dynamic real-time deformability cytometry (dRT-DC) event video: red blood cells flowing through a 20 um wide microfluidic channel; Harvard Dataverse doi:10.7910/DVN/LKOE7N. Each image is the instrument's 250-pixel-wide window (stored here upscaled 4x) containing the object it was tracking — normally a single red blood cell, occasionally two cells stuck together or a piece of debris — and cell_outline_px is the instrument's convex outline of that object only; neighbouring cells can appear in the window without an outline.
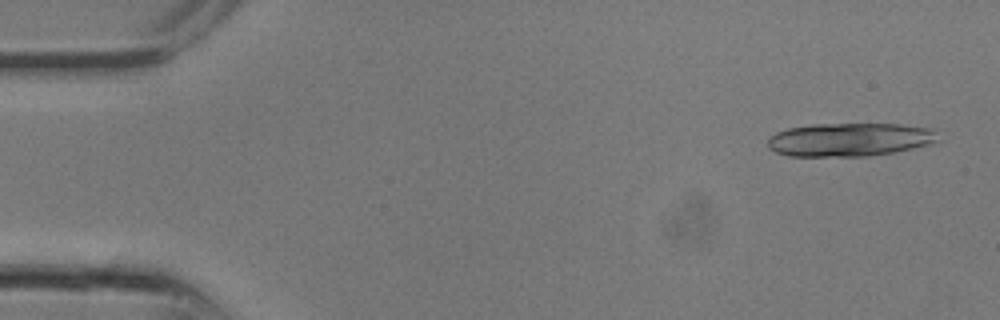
{"species": "common noctule bat (a hibernating species)", "species_latin": "Nyctalus noctula", "temperature_condition": "room temperature", "stored_images_in_passage": 14, "camera_frame_rate_fps": 3000, "um_per_image_px": 0.085, "animal": {"sex": "male", "body_mass_g": 13.3}, "frame": {"image": 1, "passage_image": 1, "time_ms": 0.0, "image_size_px": [1000, 320], "cell_outline_px": [[940, 140], [928, 144], [912, 148], [892, 152], [868, 156], [788, 156], [776, 152], [768, 148], [768, 140], [776, 132], [788, 128], [812, 124], [900, 124], [932, 128]], "centroid_in_image_um": [72.2, 11.86], "position_along_channel_um": 12.8, "area_um2": 33.06}}
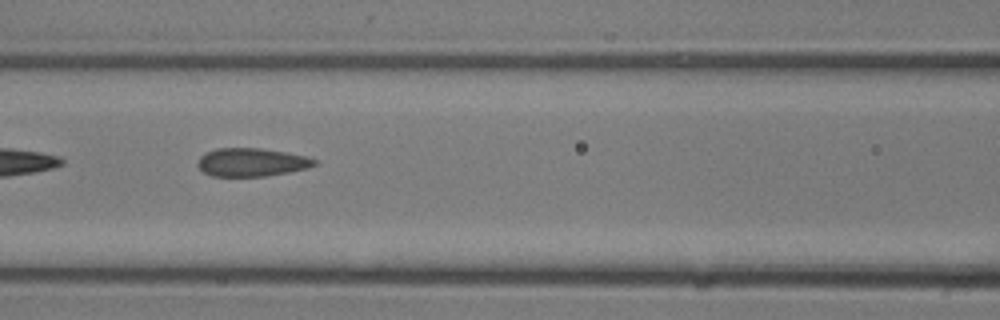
{"frame": {"image": 2, "passage_image": 11, "time_ms": 3.333, "image_size_px": [1000, 320], "cell_outline_px": [[316, 164], [308, 168], [288, 172], [264, 176], [212, 176], [204, 172], [196, 164], [200, 156], [204, 152], [216, 148], [260, 148], [288, 152], [304, 156], [316, 160]], "centroid_in_image_um": [21.35, 13.78], "position_along_channel_um": 145.3, "area_um2": 19.25}}
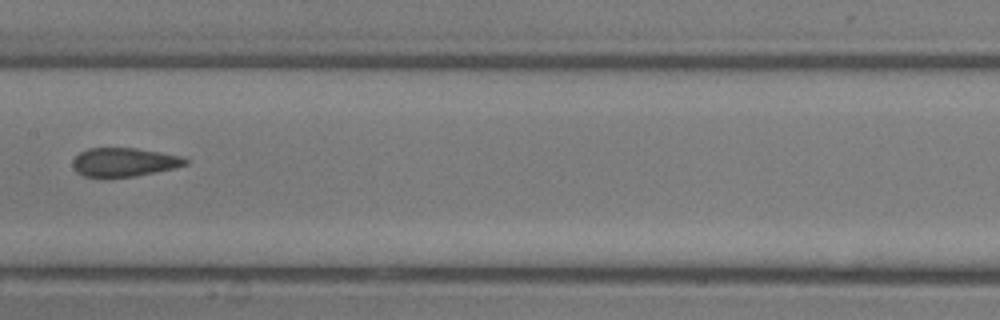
{"frame": {"image": 3, "passage_image": 13, "time_ms": 4.0, "image_size_px": [1000, 320], "cell_outline_px": [[188, 164], [176, 168], [136, 176], [84, 176], [76, 172], [72, 168], [72, 160], [80, 152], [88, 148], [136, 148], [184, 156], [188, 160]], "centroid_in_image_um": [10.57, 13.77], "position_along_channel_um": 196.8, "area_um2": 18.9}}